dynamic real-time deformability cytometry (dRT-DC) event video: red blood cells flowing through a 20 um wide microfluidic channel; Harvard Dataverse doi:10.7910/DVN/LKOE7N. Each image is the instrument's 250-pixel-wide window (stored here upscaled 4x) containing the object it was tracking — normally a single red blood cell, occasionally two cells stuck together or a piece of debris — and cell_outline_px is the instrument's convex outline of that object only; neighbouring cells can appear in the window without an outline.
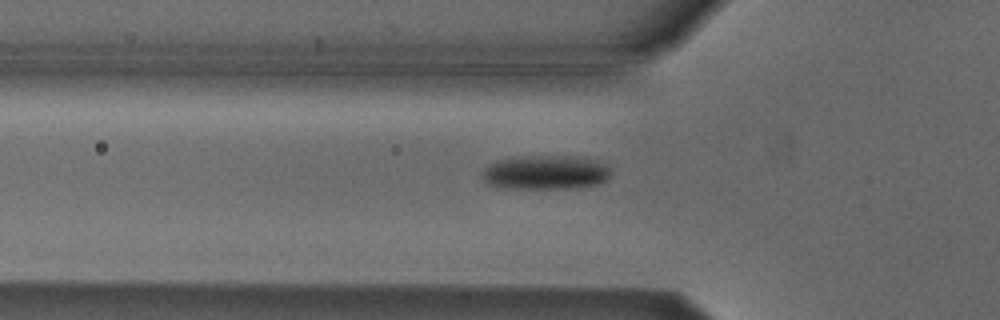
{"species": "Egyptian fruit bat (a non-hibernating species)", "species_latin": "Rousettus aegyptiacus", "temperature_condition": "cold", "stored_images_in_passage": 39, "camera_frame_rate_fps": 3000, "um_per_image_px": 0.085, "animal": {"sex": "male"}, "frame": {"image": 1, "passage_image": 6, "time_ms": 1.667, "image_size_px": [1000, 320], "cell_outline_px": [[608, 176], [600, 184], [576, 188], [504, 188], [488, 184], [484, 180], [484, 168], [496, 160], [512, 156], [576, 156], [596, 160], [604, 164], [608, 168]], "centroid_in_image_um": [46.35, 14.64], "position_along_channel_um": 79.5, "area_um2": 25.61}}
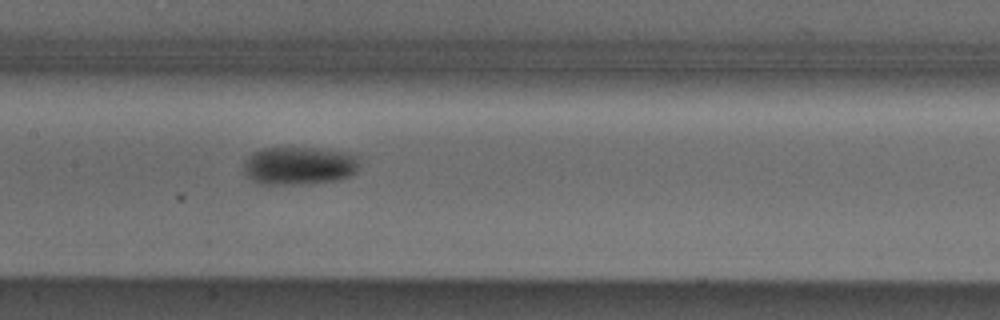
{"frame": {"image": 2, "passage_image": 14, "time_ms": 4.333, "image_size_px": [1000, 320], "cell_outline_px": [[360, 156], [356, 172], [348, 176], [336, 180], [312, 184], [260, 184], [252, 180], [244, 172], [244, 160], [252, 152], [260, 148], [316, 148], [344, 152]], "centroid_in_image_um": [25.41, 14.08], "position_along_channel_um": 182.0, "area_um2": 25.89}}
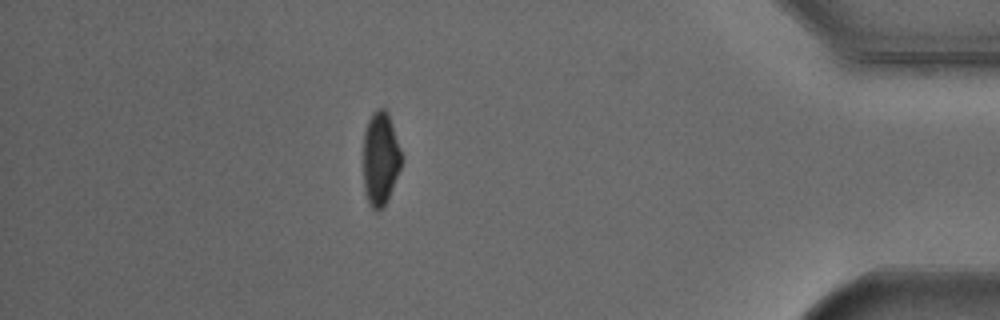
{"frame": {"image": 3, "passage_image": 35, "time_ms": 11.333, "image_size_px": [1000, 320], "cell_outline_px": [[404, 160], [388, 200], [376, 212], [368, 204], [364, 192], [364, 132], [368, 120], [372, 112], [376, 108], [384, 108], [388, 112], [404, 156]], "centroid_in_image_um": [32.36, 13.47], "position_along_channel_um": 402.8, "area_um2": 21.33}}